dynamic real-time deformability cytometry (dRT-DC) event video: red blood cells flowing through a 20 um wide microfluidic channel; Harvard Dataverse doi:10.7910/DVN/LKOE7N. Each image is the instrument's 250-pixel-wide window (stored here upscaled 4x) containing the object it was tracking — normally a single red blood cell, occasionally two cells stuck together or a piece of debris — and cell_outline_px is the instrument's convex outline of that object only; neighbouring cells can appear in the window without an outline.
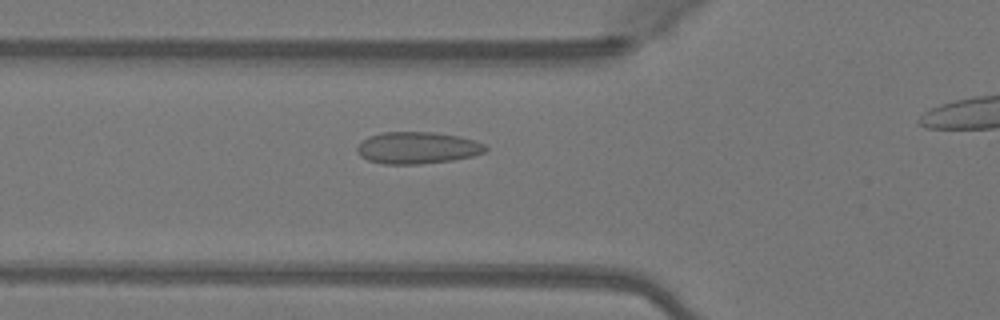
{"species": "Egyptian fruit bat (a non-hibernating species)", "species_latin": "Rousettus aegyptiacus", "temperature_condition": "warm", "stored_images_in_passage": 35, "camera_frame_rate_fps": 3000, "um_per_image_px": 0.085, "animal": {"sex": "female"}, "frame": {"image": 1, "passage_image": 10, "time_ms": 3.0, "image_size_px": [1000, 320], "cell_outline_px": [[488, 148], [484, 152], [472, 156], [452, 160], [420, 164], [384, 164], [368, 160], [360, 156], [356, 148], [368, 136], [384, 132], [432, 132], [460, 136], [484, 144]], "centroid_in_image_um": [35.47, 12.57], "position_along_channel_um": 90.3, "area_um2": 23.7}}
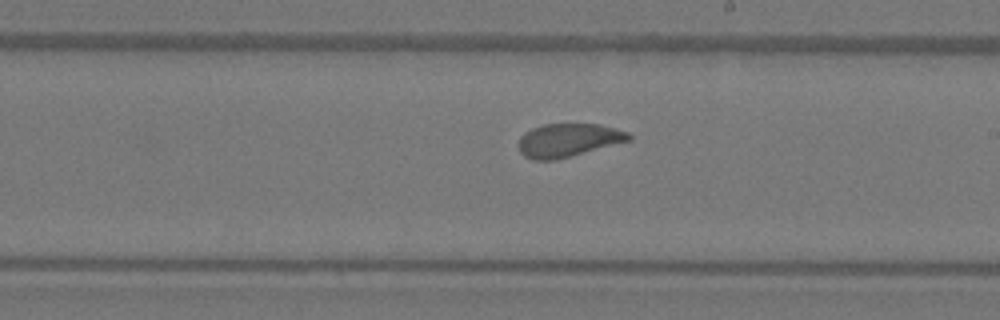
{"frame": {"image": 2, "passage_image": 21, "time_ms": 6.667, "image_size_px": [1000, 320], "cell_outline_px": [[632, 140], [556, 160], [532, 160], [524, 156], [520, 152], [520, 136], [524, 132], [532, 128], [544, 124], [600, 124], [628, 132], [632, 136]], "centroid_in_image_um": [48.31, 11.92], "position_along_channel_um": 240.7, "area_um2": 21.44}}
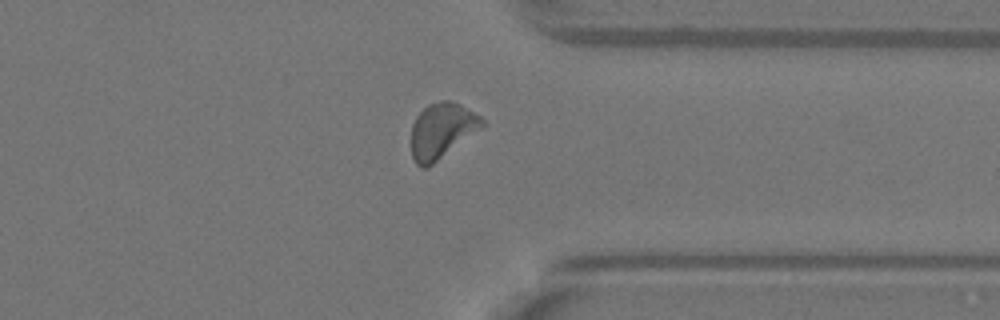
{"frame": {"image": 3, "passage_image": 31, "time_ms": 10.0, "image_size_px": [1000, 320], "cell_outline_px": [[484, 124], [480, 128], [428, 168], [420, 168], [416, 164], [412, 156], [412, 124], [416, 116], [428, 104], [440, 100], [452, 100], [460, 104], [480, 116], [484, 120]], "centroid_in_image_um": [37.52, 11.1], "position_along_channel_um": 373.9, "area_um2": 22.66}}